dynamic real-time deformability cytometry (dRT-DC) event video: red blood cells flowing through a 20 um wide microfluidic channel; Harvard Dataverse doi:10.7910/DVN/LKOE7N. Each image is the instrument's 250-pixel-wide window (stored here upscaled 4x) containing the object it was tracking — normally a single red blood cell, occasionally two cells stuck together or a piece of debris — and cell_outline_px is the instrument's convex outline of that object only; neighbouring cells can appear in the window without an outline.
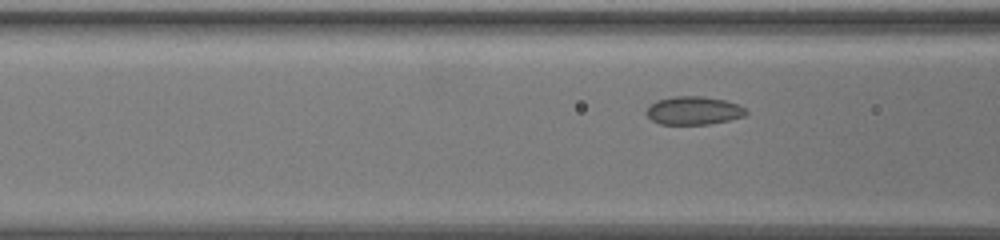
{"species": "common noctule bat (a hibernating species)", "species_latin": "Nyctalus noctula", "temperature_condition": "warm", "stored_images_in_passage": 13, "camera_frame_rate_fps": 3000, "um_per_image_px": 0.085, "animal": {"sex": "female", "body_mass_g": 19.5, "forearm_length_mm": 54.1}, "frame": {"image": 1, "passage_image": 10, "time_ms": 3.0, "image_size_px": [1000, 240], "cell_outline_px": [[748, 112], [744, 116], [728, 120], [708, 124], [660, 124], [652, 120], [644, 112], [656, 100], [672, 96], [700, 96], [724, 100], [736, 104], [744, 108]], "centroid_in_image_um": [58.93, 9.39], "position_along_channel_um": 107.7, "area_um2": 16.24}}